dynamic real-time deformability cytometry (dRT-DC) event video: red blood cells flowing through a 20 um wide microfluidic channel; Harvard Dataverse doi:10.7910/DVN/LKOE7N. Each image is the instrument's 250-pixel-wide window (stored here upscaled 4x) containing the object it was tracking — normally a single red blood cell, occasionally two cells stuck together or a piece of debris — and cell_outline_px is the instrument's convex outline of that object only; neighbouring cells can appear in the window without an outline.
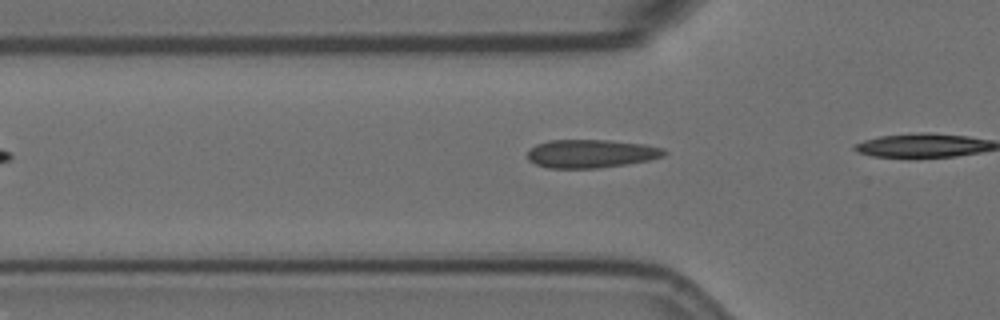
{"species": "Egyptian fruit bat (a non-hibernating species)", "species_latin": "Rousettus aegyptiacus", "temperature_condition": "room temperature", "stored_images_in_passage": 6, "camera_frame_rate_fps": 3000, "um_per_image_px": 0.085, "animal": {"sex": "female"}, "frame": {"image": 1, "passage_image": 3, "time_ms": 0.667, "image_size_px": [1000, 320], "cell_outline_px": [[668, 152], [664, 156], [648, 160], [628, 164], [596, 168], [548, 168], [536, 164], [528, 160], [528, 152], [536, 144], [548, 140], [608, 140], [644, 144], [664, 148]], "centroid_in_image_um": [50.26, 13.06], "position_along_channel_um": 75.5, "area_um2": 22.6}}